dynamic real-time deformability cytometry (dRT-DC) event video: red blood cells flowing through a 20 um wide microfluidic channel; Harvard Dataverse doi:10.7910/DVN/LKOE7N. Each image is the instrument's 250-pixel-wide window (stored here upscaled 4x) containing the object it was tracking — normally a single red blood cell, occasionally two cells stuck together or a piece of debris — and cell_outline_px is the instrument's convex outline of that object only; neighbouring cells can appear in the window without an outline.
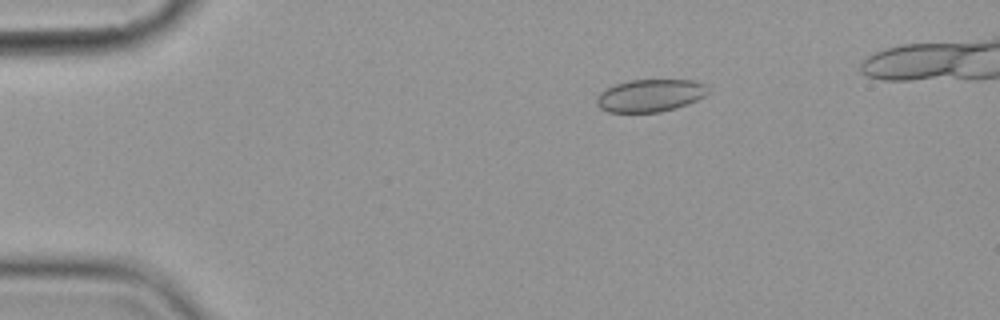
{"species": "common noctule bat (a hibernating species)", "species_latin": "Nyctalus noctula", "temperature_condition": "cold", "stored_images_in_passage": 4, "camera_frame_rate_fps": 3000, "um_per_image_px": 0.085, "animal": {"sex": "female", "body_mass_g": 19.9}, "frame": {"image": 1, "passage_image": 2, "time_ms": 1.0, "image_size_px": [1000, 320], "cell_outline_px": [[708, 92], [704, 96], [688, 104], [676, 108], [660, 112], [608, 112], [600, 108], [596, 104], [596, 96], [600, 92], [616, 84], [632, 80], [696, 80], [704, 84]], "centroid_in_image_um": [55.25, 8.12], "position_along_channel_um": 29.8, "area_um2": 21.04}}